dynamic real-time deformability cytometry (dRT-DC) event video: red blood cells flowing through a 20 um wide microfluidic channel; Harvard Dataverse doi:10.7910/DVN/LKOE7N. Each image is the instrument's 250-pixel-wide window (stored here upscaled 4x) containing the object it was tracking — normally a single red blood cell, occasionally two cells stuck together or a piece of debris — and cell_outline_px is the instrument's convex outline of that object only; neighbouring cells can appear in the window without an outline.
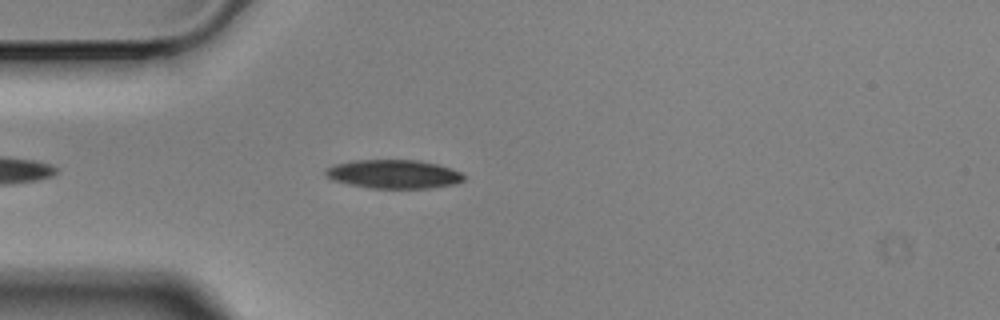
{"species": "Egyptian fruit bat (a non-hibernating species)", "species_latin": "Rousettus aegyptiacus", "temperature_condition": "cold", "stored_images_in_passage": 30, "camera_frame_rate_fps": 3000, "um_per_image_px": 0.085, "animal": {"sex": "male"}, "frame": {"image": 1, "passage_image": 5, "time_ms": 1.333, "image_size_px": [1000, 320], "cell_outline_px": [[464, 180], [452, 184], [432, 188], [368, 188], [348, 184], [332, 180], [324, 172], [328, 168], [336, 164], [356, 160], [420, 160], [436, 164], [460, 172], [464, 176]], "centroid_in_image_um": [33.45, 14.8], "position_along_channel_um": 51.5, "area_um2": 22.89}}
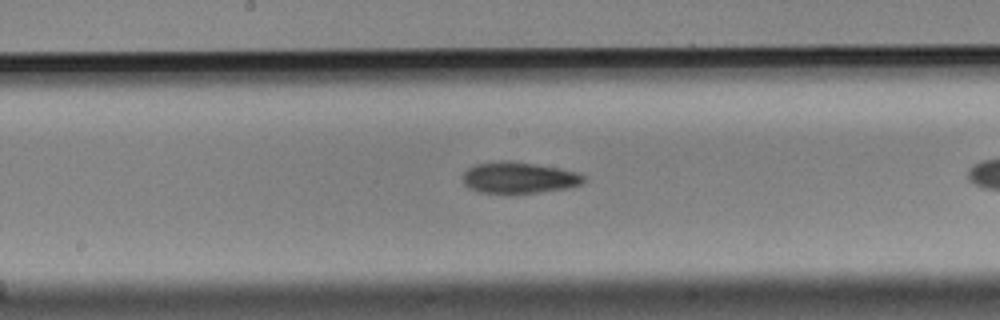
{"frame": {"image": 2, "passage_image": 15, "time_ms": 4.667, "image_size_px": [1000, 320], "cell_outline_px": [[584, 180], [580, 184], [568, 188], [536, 192], [480, 192], [468, 188], [464, 184], [464, 172], [468, 168], [476, 164], [500, 160], [508, 160], [536, 164], [560, 168], [576, 172], [584, 176]], "centroid_in_image_um": [44.09, 15.08], "position_along_channel_um": 204.1, "area_um2": 21.73}}
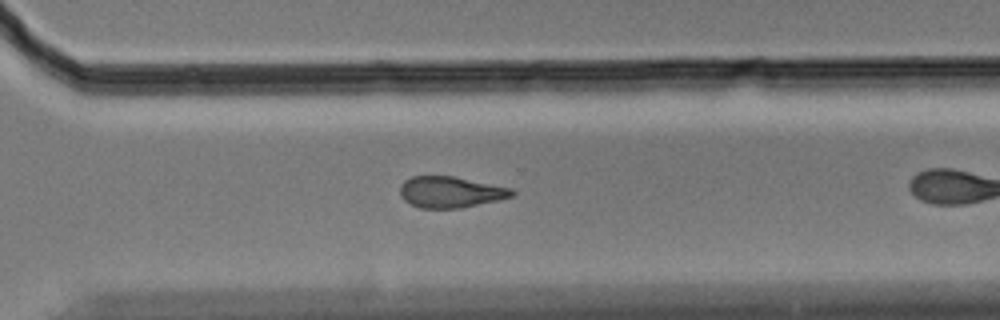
{"frame": {"image": 3, "passage_image": 26, "time_ms": 8.333, "image_size_px": [1000, 320], "cell_outline_px": [[516, 192], [512, 196], [496, 200], [460, 208], [420, 208], [404, 200], [400, 196], [400, 184], [404, 180], [412, 176], [452, 176], [512, 188]], "centroid_in_image_um": [38.25, 16.32], "position_along_channel_um": 332.3, "area_um2": 20.17}}